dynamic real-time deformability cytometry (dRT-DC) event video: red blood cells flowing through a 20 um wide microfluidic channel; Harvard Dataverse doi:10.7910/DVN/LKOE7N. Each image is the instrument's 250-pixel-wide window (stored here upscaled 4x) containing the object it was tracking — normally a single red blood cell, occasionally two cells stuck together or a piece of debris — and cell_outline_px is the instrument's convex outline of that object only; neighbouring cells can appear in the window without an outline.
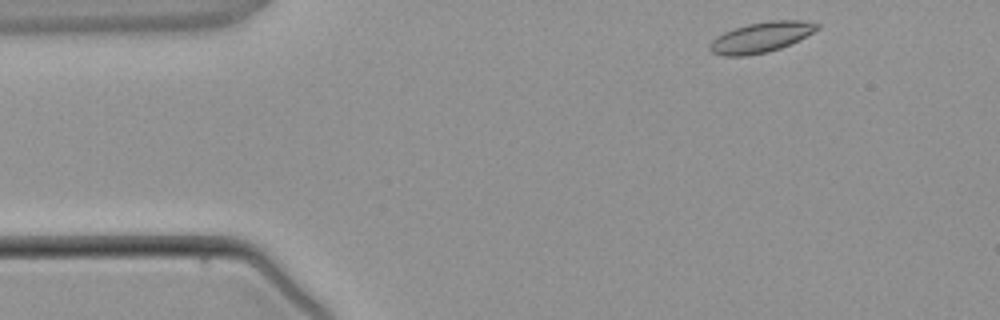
{"species": "common noctule bat (a hibernating species)", "species_latin": "Nyctalus noctula", "temperature_condition": "warm", "stored_images_in_passage": 4, "camera_frame_rate_fps": 3000, "um_per_image_px": 0.085, "animal": {"sex": "male", "body_mass_g": 21.5, "forearm_length_mm": 52.0}, "frame": {"image": 1, "passage_image": 1, "time_ms": 0.0, "image_size_px": [1000, 320], "cell_outline_px": [[820, 28], [780, 48], [768, 52], [748, 56], [724, 56], [712, 52], [708, 48], [712, 40], [716, 36], [724, 32], [748, 24], [772, 20], [800, 20], [820, 24]], "centroid_in_image_um": [64.65, 3.17], "position_along_channel_um": 20.4, "area_um2": 18.73}}
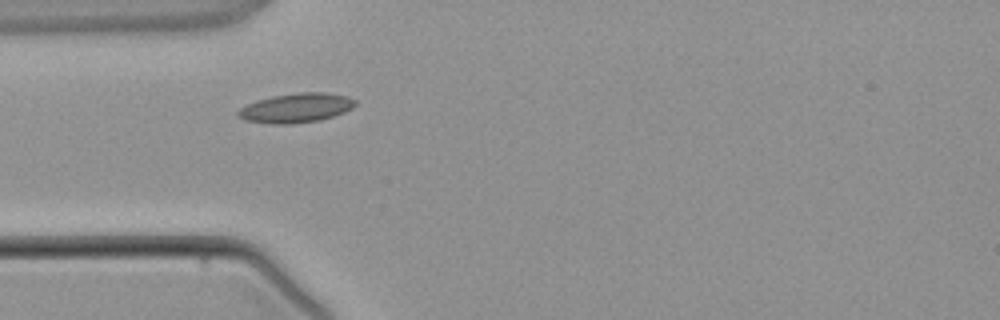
{"frame": {"image": 2, "passage_image": 3, "time_ms": 2.333, "image_size_px": [1000, 320], "cell_outline_px": [[356, 104], [352, 108], [344, 112], [320, 120], [292, 124], [272, 124], [244, 120], [236, 116], [236, 112], [240, 108], [256, 100], [272, 96], [300, 92], [328, 92], [348, 96], [356, 100]], "centroid_in_image_um": [25.16, 9.17], "position_along_channel_um": 59.8, "area_um2": 20.23}}
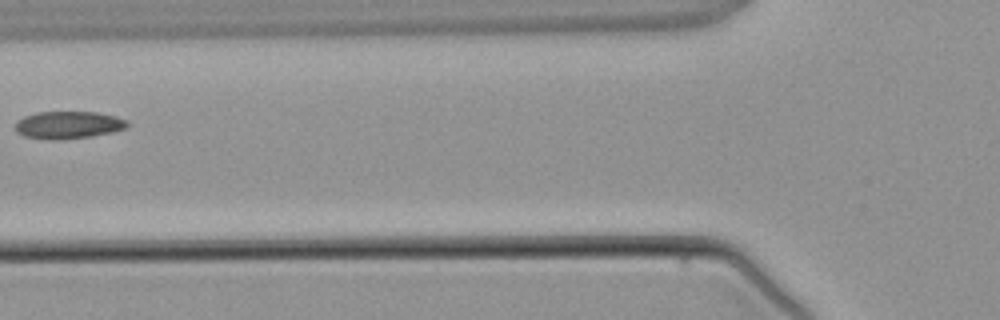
{"frame": {"image": 3, "passage_image": 4, "time_ms": 3.667, "image_size_px": [1000, 320], "cell_outline_px": [[128, 128], [112, 132], [92, 136], [56, 140], [48, 140], [24, 136], [16, 132], [16, 120], [24, 116], [36, 112], [96, 112], [116, 116], [128, 120]], "centroid_in_image_um": [5.81, 10.62], "position_along_channel_um": 120.0, "area_um2": 18.09}}